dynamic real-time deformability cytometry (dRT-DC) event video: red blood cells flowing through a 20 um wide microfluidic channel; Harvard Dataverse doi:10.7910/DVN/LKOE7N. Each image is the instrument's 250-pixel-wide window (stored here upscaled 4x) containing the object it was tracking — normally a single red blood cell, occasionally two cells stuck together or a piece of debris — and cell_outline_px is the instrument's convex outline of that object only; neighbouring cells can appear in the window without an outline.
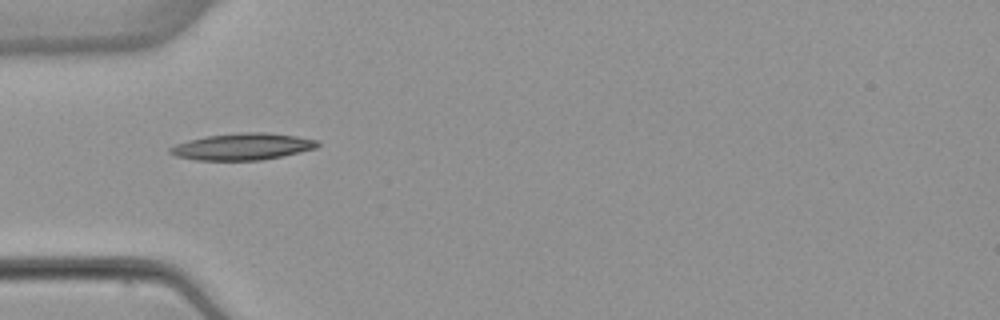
{"species": "common noctule bat (a hibernating species)", "species_latin": "Nyctalus noctula", "temperature_condition": "warm", "stored_images_in_passage": 7, "camera_frame_rate_fps": 3000, "um_per_image_px": 0.085, "animal": {"sex": "female", "body_mass_g": 22.7, "forearm_length_mm": 54.2}, "frame": {"image": 1, "passage_image": 1, "time_ms": 0.0, "image_size_px": [1000, 320], "cell_outline_px": [[320, 144], [316, 148], [300, 152], [260, 160], [196, 160], [176, 156], [168, 152], [168, 148], [176, 144], [188, 140], [208, 136], [240, 132], [268, 132], [296, 136], [316, 140]], "centroid_in_image_um": [20.59, 12.46], "position_along_channel_um": 64.4, "area_um2": 22.83}}
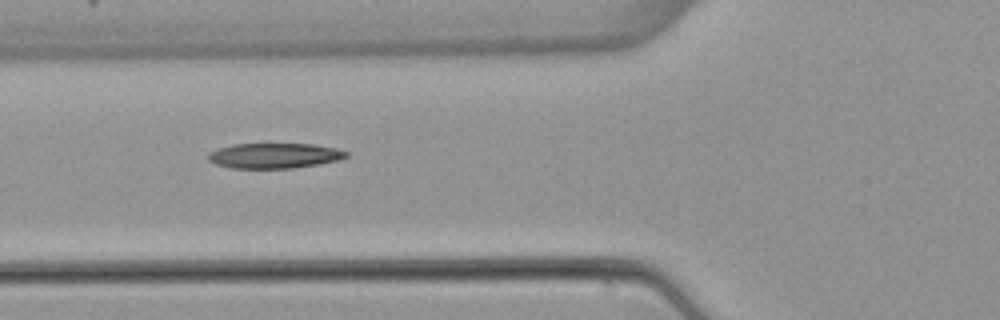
{"frame": {"image": 2, "passage_image": 4, "time_ms": 1.0, "image_size_px": [1000, 320], "cell_outline_px": [[348, 156], [340, 160], [320, 164], [292, 168], [232, 168], [216, 164], [208, 160], [208, 152], [216, 148], [236, 144], [312, 144], [336, 148], [348, 152]], "centroid_in_image_um": [23.32, 13.23], "position_along_channel_um": 102.5, "area_um2": 20.35}}